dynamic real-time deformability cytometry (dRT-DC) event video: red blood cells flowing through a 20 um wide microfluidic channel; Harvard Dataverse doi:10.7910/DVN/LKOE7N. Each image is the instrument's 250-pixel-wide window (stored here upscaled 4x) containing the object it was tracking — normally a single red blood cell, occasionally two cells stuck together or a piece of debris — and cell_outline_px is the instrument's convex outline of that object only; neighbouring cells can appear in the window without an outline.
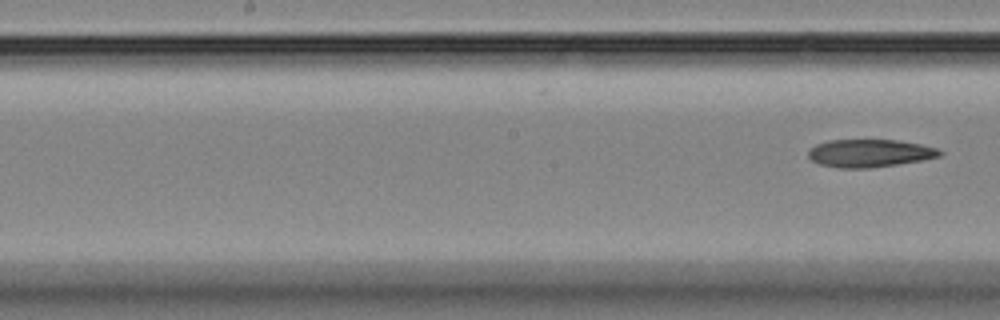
{"species": "Egyptian fruit bat (a non-hibernating species)", "species_latin": "Rousettus aegyptiacus", "temperature_condition": "room temperature", "stored_images_in_passage": 5, "segment_of_instrument_passage": [2, 2], "camera_frame_rate_fps": 3000, "um_per_image_px": 0.085, "animal": {"sex": "female"}, "frame": {"image": 1, "passage_image": 5, "time_ms": 5.667, "image_size_px": [1000, 320], "cell_outline_px": [[944, 152], [940, 156], [924, 160], [868, 168], [840, 168], [820, 164], [812, 160], [808, 156], [808, 152], [816, 144], [828, 140], [900, 140], [920, 144], [936, 148]], "centroid_in_image_um": [73.94, 13.02], "position_along_channel_um": 174.3, "area_um2": 21.21}}